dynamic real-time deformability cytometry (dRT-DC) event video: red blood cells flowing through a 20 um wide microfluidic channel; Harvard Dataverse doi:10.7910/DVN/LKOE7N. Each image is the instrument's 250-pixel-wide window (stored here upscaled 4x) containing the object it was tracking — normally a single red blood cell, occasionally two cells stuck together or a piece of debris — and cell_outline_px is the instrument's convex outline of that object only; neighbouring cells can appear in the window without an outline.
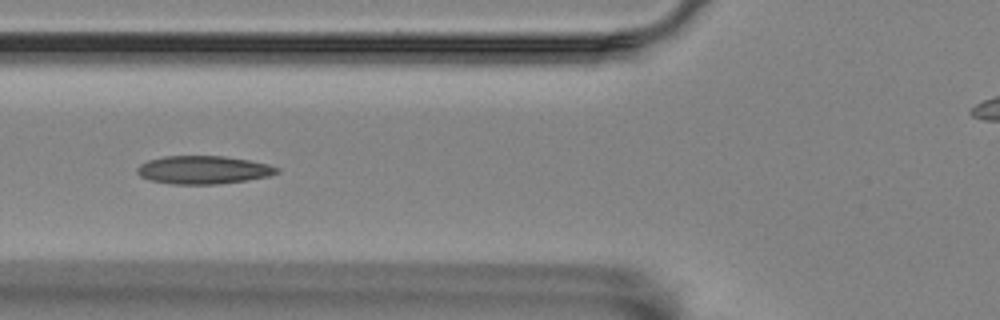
{"species": "Egyptian fruit bat (a non-hibernating species)", "species_latin": "Rousettus aegyptiacus", "temperature_condition": "room temperature", "stored_images_in_passage": 8, "camera_frame_rate_fps": 3000, "um_per_image_px": 0.085, "animal": {"sex": "female"}, "frame": {"image": 1, "passage_image": 4, "time_ms": 1.0, "image_size_px": [1000, 320], "cell_outline_px": [[280, 172], [268, 176], [248, 180], [216, 184], [172, 184], [152, 180], [140, 176], [136, 172], [136, 168], [140, 164], [148, 160], [164, 156], [224, 156], [248, 160], [268, 164], [280, 168]], "centroid_in_image_um": [17.29, 14.43], "position_along_channel_um": 108.5, "area_um2": 22.89}}
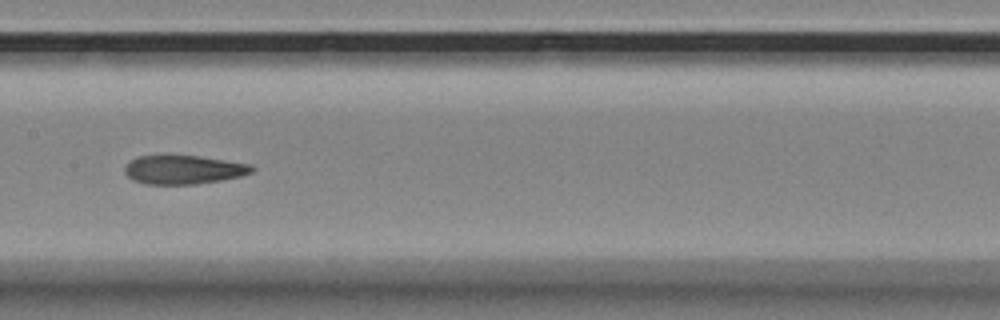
{"frame": {"image": 2, "passage_image": 6, "time_ms": 1.667, "image_size_px": [1000, 320], "cell_outline_px": [[256, 168], [252, 172], [240, 176], [220, 180], [196, 184], [144, 184], [132, 180], [124, 172], [124, 168], [136, 156], [164, 152], [200, 156], [252, 164]], "centroid_in_image_um": [15.56, 14.37], "position_along_channel_um": 191.8, "area_um2": 22.2}}
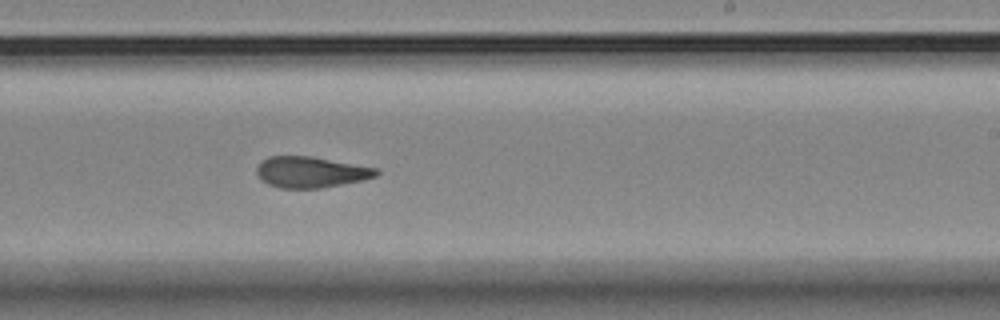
{"frame": {"image": 3, "passage_image": 8, "time_ms": 2.333, "image_size_px": [1000, 320], "cell_outline_px": [[380, 172], [376, 176], [364, 180], [320, 188], [280, 188], [268, 184], [260, 180], [256, 172], [256, 168], [268, 156], [312, 156], [376, 168]], "centroid_in_image_um": [26.41, 14.63], "position_along_channel_um": 262.6, "area_um2": 21.56}}